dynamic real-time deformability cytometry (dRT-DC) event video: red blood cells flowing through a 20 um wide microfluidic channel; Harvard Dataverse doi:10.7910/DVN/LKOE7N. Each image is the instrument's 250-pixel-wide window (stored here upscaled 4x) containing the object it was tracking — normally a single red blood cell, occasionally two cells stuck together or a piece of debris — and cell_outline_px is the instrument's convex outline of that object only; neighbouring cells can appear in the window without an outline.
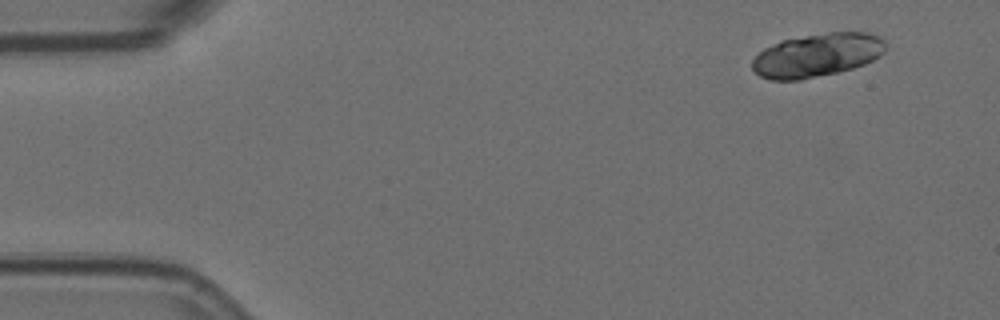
{"species": "Egyptian fruit bat (a non-hibernating species)", "species_latin": "Rousettus aegyptiacus", "temperature_condition": "room temperature", "stored_images_in_passage": 6, "camera_frame_rate_fps": 3000, "um_per_image_px": 0.085, "animal": {"sex": "female"}, "frame": {"image": 1, "passage_image": 1, "time_ms": 0.0, "image_size_px": [1000, 320], "cell_outline_px": [[888, 48], [880, 56], [864, 64], [852, 68], [836, 72], [800, 80], [772, 80], [760, 76], [752, 68], [752, 60], [764, 48], [780, 40], [828, 32], [868, 32], [884, 36]], "centroid_in_image_um": [69.51, 4.67], "position_along_channel_um": 15.5, "area_um2": 33.99}}